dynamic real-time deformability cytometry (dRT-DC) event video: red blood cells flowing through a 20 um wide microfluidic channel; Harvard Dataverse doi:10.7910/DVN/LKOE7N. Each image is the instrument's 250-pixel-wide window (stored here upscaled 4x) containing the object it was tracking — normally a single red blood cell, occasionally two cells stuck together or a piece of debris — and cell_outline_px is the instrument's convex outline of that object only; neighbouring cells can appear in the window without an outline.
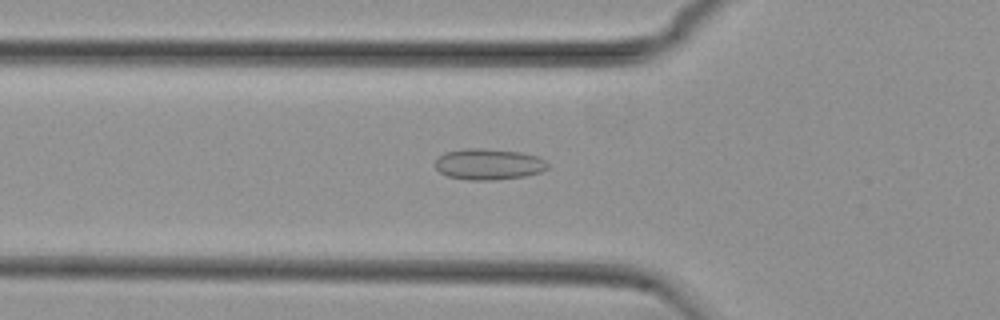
{"species": "common noctule bat (a hibernating species)", "species_latin": "Nyctalus noctula", "temperature_condition": "cold", "stored_images_in_passage": 35, "camera_frame_rate_fps": 3000, "um_per_image_px": 0.085, "animal": {"sex": "female", "body_mass_g": 29.2, "forearm_length_mm": 56.3}, "frame": {"image": 1, "passage_image": 4, "time_ms": 1.0, "image_size_px": [1000, 320], "cell_outline_px": [[548, 168], [540, 172], [524, 176], [496, 180], [468, 180], [448, 176], [440, 172], [436, 168], [436, 160], [444, 152], [464, 148], [484, 148], [520, 152], [536, 156], [544, 160], [548, 164]], "centroid_in_image_um": [41.52, 13.95], "position_along_channel_um": 84.3, "area_um2": 20.35}}
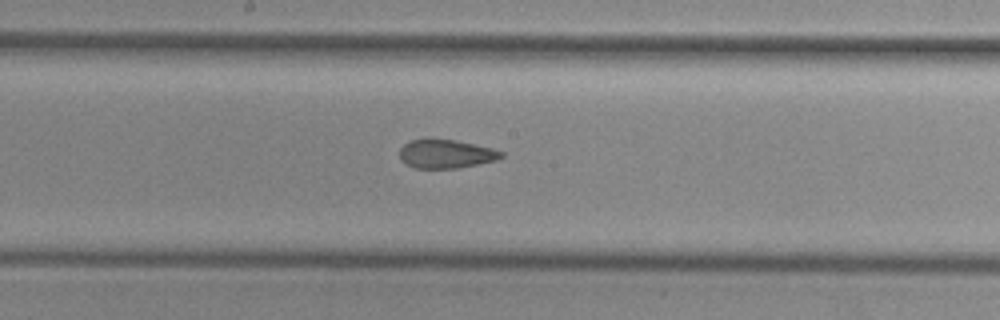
{"frame": {"image": 2, "passage_image": 14, "time_ms": 4.333, "image_size_px": [1000, 320], "cell_outline_px": [[504, 156], [496, 160], [456, 168], [416, 168], [400, 160], [400, 148], [408, 140], [428, 136], [456, 140], [492, 148], [504, 152]], "centroid_in_image_um": [37.86, 13.03], "position_along_channel_um": 210.3, "area_um2": 17.4}}
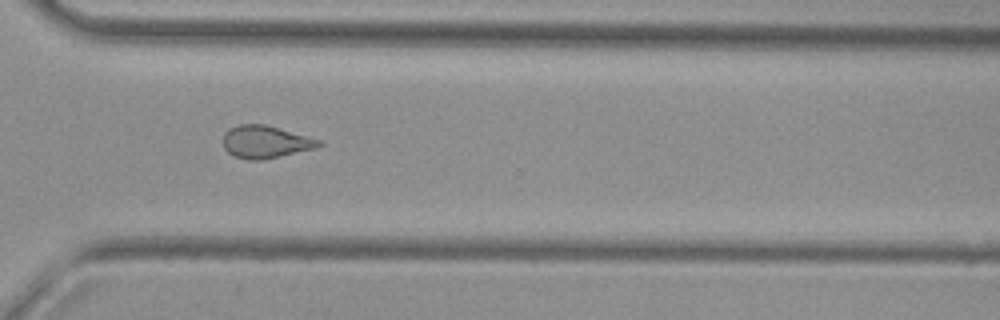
{"frame": {"image": 3, "passage_image": 25, "time_ms": 8.0, "image_size_px": [1000, 320], "cell_outline_px": [[324, 144], [316, 148], [280, 156], [260, 160], [248, 160], [232, 156], [224, 148], [224, 132], [228, 128], [240, 124], [264, 124], [320, 140]], "centroid_in_image_um": [22.53, 12.06], "position_along_channel_um": 348.1, "area_um2": 18.03}, "authors_computed_cell_mechanics": {"area_um2": 18.0914, "velocity_mm_per_s": 3.7577, "shape_relaxation_time_tau1_ms": null, "shape_relaxation_time_tau2_ms": 1.7591, "deformation_change_tau1": null, "deformation_change_tau2": 0.0972}}